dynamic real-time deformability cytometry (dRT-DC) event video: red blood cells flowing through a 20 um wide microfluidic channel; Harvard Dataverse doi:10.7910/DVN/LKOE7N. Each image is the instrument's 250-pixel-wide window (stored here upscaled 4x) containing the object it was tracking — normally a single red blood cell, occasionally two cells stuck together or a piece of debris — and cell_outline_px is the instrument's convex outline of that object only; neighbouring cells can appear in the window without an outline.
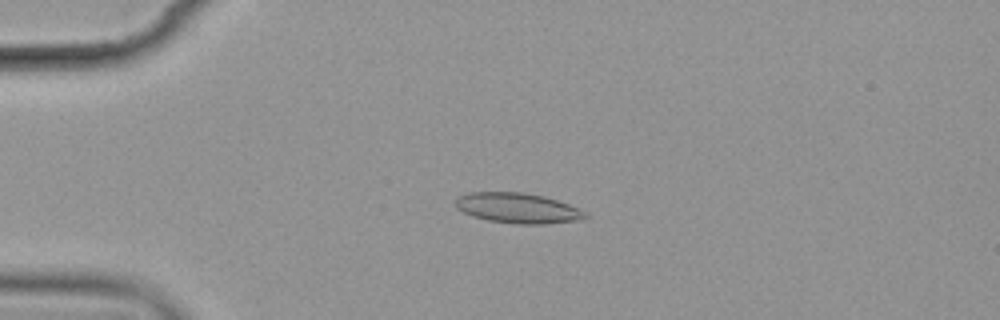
{"species": "common noctule bat (a hibernating species)", "species_latin": "Nyctalus noctula", "temperature_condition": "cold", "stored_images_in_passage": 5, "camera_frame_rate_fps": 3000, "um_per_image_px": 0.085, "animal": {"sex": "female", "body_mass_g": 19.9}, "frame": {"image": 1, "passage_image": 3, "time_ms": 2.0, "image_size_px": [1000, 320], "cell_outline_px": [[588, 216], [580, 220], [544, 224], [516, 224], [488, 220], [472, 216], [456, 208], [456, 196], [468, 192], [524, 192], [544, 196], [568, 204], [588, 212]], "centroid_in_image_um": [44.0, 17.68], "position_along_channel_um": 41.0, "area_um2": 23.0}}
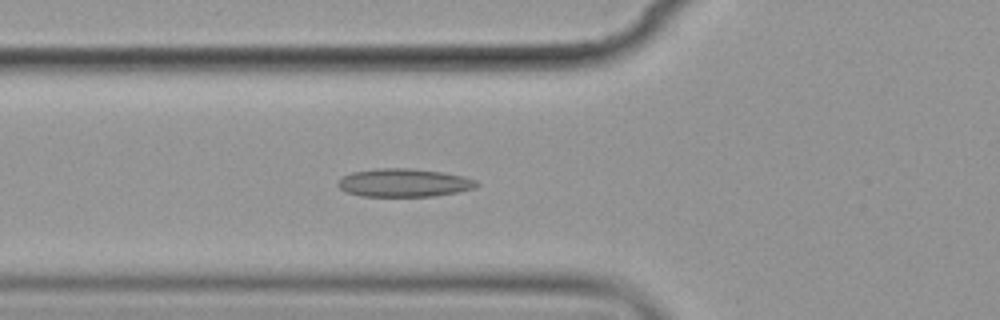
{"frame": {"image": 2, "passage_image": 5, "time_ms": 4.333, "image_size_px": [1000, 320], "cell_outline_px": [[480, 184], [472, 188], [456, 192], [432, 196], [360, 196], [348, 192], [340, 188], [336, 184], [344, 176], [352, 172], [376, 168], [412, 168], [440, 172], [464, 176], [476, 180]], "centroid_in_image_um": [34.33, 15.53], "position_along_channel_um": 91.5, "area_um2": 22.6}}